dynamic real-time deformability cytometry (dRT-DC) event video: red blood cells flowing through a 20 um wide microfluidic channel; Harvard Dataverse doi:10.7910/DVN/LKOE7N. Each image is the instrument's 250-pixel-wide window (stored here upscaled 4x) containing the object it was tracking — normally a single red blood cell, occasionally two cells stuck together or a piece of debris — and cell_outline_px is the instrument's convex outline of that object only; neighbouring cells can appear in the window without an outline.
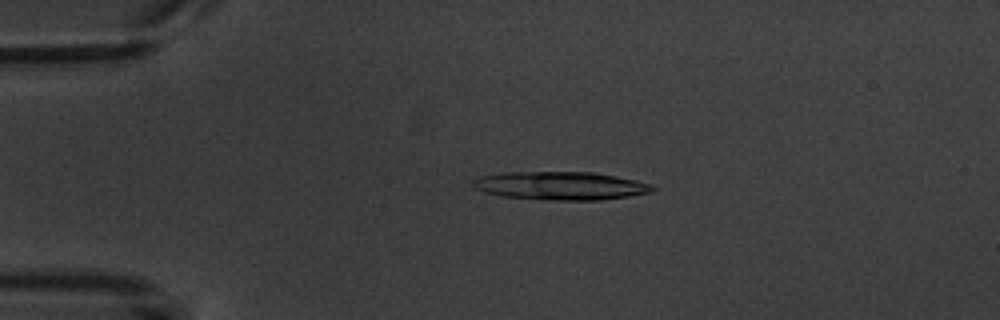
{"species": "common noctule bat (a hibernating species)", "species_latin": "Nyctalus noctula", "temperature_condition": "warm", "stored_images_in_passage": 4, "camera_frame_rate_fps": 3000, "um_per_image_px": 0.085, "animal": {"sex": "male", "body_mass_g": 20.1, "forearm_length_mm": 53.5}, "frame": {"image": 1, "passage_image": 3, "time_ms": 3.667, "image_size_px": [1000, 320], "cell_outline_px": [[656, 188], [652, 192], [628, 196], [600, 200], [548, 200], [504, 196], [484, 192], [472, 188], [472, 180], [480, 176], [504, 172], [592, 172], [616, 176], [636, 180], [652, 184]], "centroid_in_image_um": [47.64, 15.78], "position_along_channel_um": 37.4, "area_um2": 29.65}}